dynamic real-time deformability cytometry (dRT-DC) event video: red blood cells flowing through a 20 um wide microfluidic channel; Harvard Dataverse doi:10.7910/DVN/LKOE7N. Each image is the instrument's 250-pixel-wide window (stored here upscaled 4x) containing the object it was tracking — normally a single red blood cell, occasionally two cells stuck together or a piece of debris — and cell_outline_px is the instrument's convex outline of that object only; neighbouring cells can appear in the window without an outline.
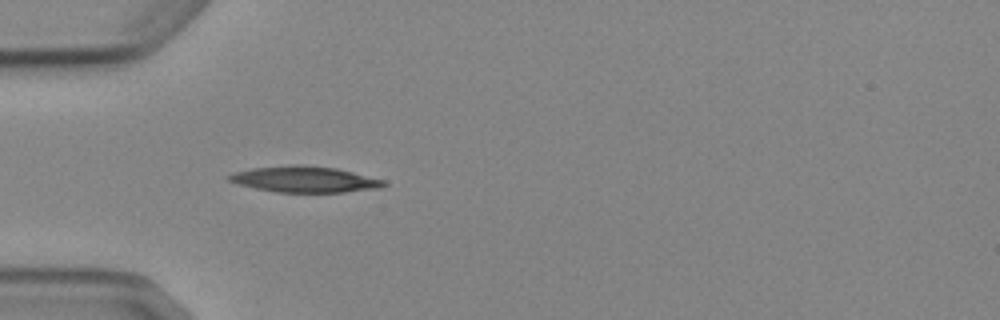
{"species": "Egyptian fruit bat (a non-hibernating species)", "species_latin": "Rousettus aegyptiacus", "temperature_condition": "cold", "stored_images_in_passage": 4, "camera_frame_rate_fps": 3000, "um_per_image_px": 0.085, "animal": {"sex": "female"}, "frame": {"image": 1, "passage_image": 4, "time_ms": 3.333, "image_size_px": [1000, 320], "cell_outline_px": [[388, 184], [380, 188], [344, 192], [276, 192], [236, 184], [228, 180], [224, 176], [236, 172], [252, 168], [296, 164], [336, 168], [384, 180]], "centroid_in_image_um": [25.87, 15.24], "position_along_channel_um": 59.1, "area_um2": 23.41}}